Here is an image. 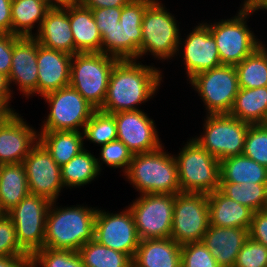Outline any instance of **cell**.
<instances>
[{
	"label": "cell",
	"mask_w": 267,
	"mask_h": 267,
	"mask_svg": "<svg viewBox=\"0 0 267 267\" xmlns=\"http://www.w3.org/2000/svg\"><path fill=\"white\" fill-rule=\"evenodd\" d=\"M34 38L43 47L74 55V38L68 7L50 8Z\"/></svg>",
	"instance_id": "obj_23"
},
{
	"label": "cell",
	"mask_w": 267,
	"mask_h": 267,
	"mask_svg": "<svg viewBox=\"0 0 267 267\" xmlns=\"http://www.w3.org/2000/svg\"><path fill=\"white\" fill-rule=\"evenodd\" d=\"M85 267L78 251L43 248L31 256V267Z\"/></svg>",
	"instance_id": "obj_37"
},
{
	"label": "cell",
	"mask_w": 267,
	"mask_h": 267,
	"mask_svg": "<svg viewBox=\"0 0 267 267\" xmlns=\"http://www.w3.org/2000/svg\"><path fill=\"white\" fill-rule=\"evenodd\" d=\"M242 9L253 13L257 10H267V0H244V4L241 5Z\"/></svg>",
	"instance_id": "obj_50"
},
{
	"label": "cell",
	"mask_w": 267,
	"mask_h": 267,
	"mask_svg": "<svg viewBox=\"0 0 267 267\" xmlns=\"http://www.w3.org/2000/svg\"><path fill=\"white\" fill-rule=\"evenodd\" d=\"M262 210L267 213V184H266L265 202H264Z\"/></svg>",
	"instance_id": "obj_52"
},
{
	"label": "cell",
	"mask_w": 267,
	"mask_h": 267,
	"mask_svg": "<svg viewBox=\"0 0 267 267\" xmlns=\"http://www.w3.org/2000/svg\"><path fill=\"white\" fill-rule=\"evenodd\" d=\"M220 182L267 183V167L241 154L220 161Z\"/></svg>",
	"instance_id": "obj_29"
},
{
	"label": "cell",
	"mask_w": 267,
	"mask_h": 267,
	"mask_svg": "<svg viewBox=\"0 0 267 267\" xmlns=\"http://www.w3.org/2000/svg\"><path fill=\"white\" fill-rule=\"evenodd\" d=\"M210 225L249 230L254 211L224 195L220 190L208 194Z\"/></svg>",
	"instance_id": "obj_25"
},
{
	"label": "cell",
	"mask_w": 267,
	"mask_h": 267,
	"mask_svg": "<svg viewBox=\"0 0 267 267\" xmlns=\"http://www.w3.org/2000/svg\"><path fill=\"white\" fill-rule=\"evenodd\" d=\"M29 255L18 244L14 223L6 214H0V257Z\"/></svg>",
	"instance_id": "obj_42"
},
{
	"label": "cell",
	"mask_w": 267,
	"mask_h": 267,
	"mask_svg": "<svg viewBox=\"0 0 267 267\" xmlns=\"http://www.w3.org/2000/svg\"><path fill=\"white\" fill-rule=\"evenodd\" d=\"M175 194H142L129 209L131 210L138 237L145 239L170 238Z\"/></svg>",
	"instance_id": "obj_14"
},
{
	"label": "cell",
	"mask_w": 267,
	"mask_h": 267,
	"mask_svg": "<svg viewBox=\"0 0 267 267\" xmlns=\"http://www.w3.org/2000/svg\"><path fill=\"white\" fill-rule=\"evenodd\" d=\"M93 14L101 36L104 30H110L120 21L122 7L89 8Z\"/></svg>",
	"instance_id": "obj_43"
},
{
	"label": "cell",
	"mask_w": 267,
	"mask_h": 267,
	"mask_svg": "<svg viewBox=\"0 0 267 267\" xmlns=\"http://www.w3.org/2000/svg\"><path fill=\"white\" fill-rule=\"evenodd\" d=\"M72 56L37 42L38 94L41 97L69 86Z\"/></svg>",
	"instance_id": "obj_21"
},
{
	"label": "cell",
	"mask_w": 267,
	"mask_h": 267,
	"mask_svg": "<svg viewBox=\"0 0 267 267\" xmlns=\"http://www.w3.org/2000/svg\"><path fill=\"white\" fill-rule=\"evenodd\" d=\"M229 114L249 124H267V86L239 88Z\"/></svg>",
	"instance_id": "obj_28"
},
{
	"label": "cell",
	"mask_w": 267,
	"mask_h": 267,
	"mask_svg": "<svg viewBox=\"0 0 267 267\" xmlns=\"http://www.w3.org/2000/svg\"><path fill=\"white\" fill-rule=\"evenodd\" d=\"M189 81L201 96L208 115L229 114L239 90L234 65L222 64L196 74Z\"/></svg>",
	"instance_id": "obj_11"
},
{
	"label": "cell",
	"mask_w": 267,
	"mask_h": 267,
	"mask_svg": "<svg viewBox=\"0 0 267 267\" xmlns=\"http://www.w3.org/2000/svg\"><path fill=\"white\" fill-rule=\"evenodd\" d=\"M9 86L18 84L25 97L38 94L37 40L34 37H17L14 40Z\"/></svg>",
	"instance_id": "obj_20"
},
{
	"label": "cell",
	"mask_w": 267,
	"mask_h": 267,
	"mask_svg": "<svg viewBox=\"0 0 267 267\" xmlns=\"http://www.w3.org/2000/svg\"><path fill=\"white\" fill-rule=\"evenodd\" d=\"M4 112L0 109V116L3 114Z\"/></svg>",
	"instance_id": "obj_53"
},
{
	"label": "cell",
	"mask_w": 267,
	"mask_h": 267,
	"mask_svg": "<svg viewBox=\"0 0 267 267\" xmlns=\"http://www.w3.org/2000/svg\"><path fill=\"white\" fill-rule=\"evenodd\" d=\"M50 113L41 131H79L96 110L71 86L60 88L43 96Z\"/></svg>",
	"instance_id": "obj_12"
},
{
	"label": "cell",
	"mask_w": 267,
	"mask_h": 267,
	"mask_svg": "<svg viewBox=\"0 0 267 267\" xmlns=\"http://www.w3.org/2000/svg\"><path fill=\"white\" fill-rule=\"evenodd\" d=\"M234 267H267V247L248 237Z\"/></svg>",
	"instance_id": "obj_41"
},
{
	"label": "cell",
	"mask_w": 267,
	"mask_h": 267,
	"mask_svg": "<svg viewBox=\"0 0 267 267\" xmlns=\"http://www.w3.org/2000/svg\"><path fill=\"white\" fill-rule=\"evenodd\" d=\"M9 87L11 86H9L8 77L0 73V109L4 113H12L15 111L9 106V101H11L10 99L12 98V91Z\"/></svg>",
	"instance_id": "obj_47"
},
{
	"label": "cell",
	"mask_w": 267,
	"mask_h": 267,
	"mask_svg": "<svg viewBox=\"0 0 267 267\" xmlns=\"http://www.w3.org/2000/svg\"><path fill=\"white\" fill-rule=\"evenodd\" d=\"M78 253L85 267H133L129 255L101 245L96 240L87 242Z\"/></svg>",
	"instance_id": "obj_34"
},
{
	"label": "cell",
	"mask_w": 267,
	"mask_h": 267,
	"mask_svg": "<svg viewBox=\"0 0 267 267\" xmlns=\"http://www.w3.org/2000/svg\"><path fill=\"white\" fill-rule=\"evenodd\" d=\"M117 125V140L134 154L154 151L162 146L153 119L142 110L113 113Z\"/></svg>",
	"instance_id": "obj_18"
},
{
	"label": "cell",
	"mask_w": 267,
	"mask_h": 267,
	"mask_svg": "<svg viewBox=\"0 0 267 267\" xmlns=\"http://www.w3.org/2000/svg\"><path fill=\"white\" fill-rule=\"evenodd\" d=\"M101 158H97V165L101 172L102 160L107 166L113 168H123L124 174L129 168V165L133 158V153L127 148V146L120 140L111 141L101 146Z\"/></svg>",
	"instance_id": "obj_39"
},
{
	"label": "cell",
	"mask_w": 267,
	"mask_h": 267,
	"mask_svg": "<svg viewBox=\"0 0 267 267\" xmlns=\"http://www.w3.org/2000/svg\"><path fill=\"white\" fill-rule=\"evenodd\" d=\"M68 17L74 38V54L101 52L102 37L91 9L81 5L68 7Z\"/></svg>",
	"instance_id": "obj_26"
},
{
	"label": "cell",
	"mask_w": 267,
	"mask_h": 267,
	"mask_svg": "<svg viewBox=\"0 0 267 267\" xmlns=\"http://www.w3.org/2000/svg\"><path fill=\"white\" fill-rule=\"evenodd\" d=\"M87 149L74 156L67 164L61 166V180L69 188L91 183L99 174L97 158Z\"/></svg>",
	"instance_id": "obj_32"
},
{
	"label": "cell",
	"mask_w": 267,
	"mask_h": 267,
	"mask_svg": "<svg viewBox=\"0 0 267 267\" xmlns=\"http://www.w3.org/2000/svg\"><path fill=\"white\" fill-rule=\"evenodd\" d=\"M159 0H153L142 18V43L139 57L151 53L158 60L174 57L179 52V25ZM178 51V52H177Z\"/></svg>",
	"instance_id": "obj_6"
},
{
	"label": "cell",
	"mask_w": 267,
	"mask_h": 267,
	"mask_svg": "<svg viewBox=\"0 0 267 267\" xmlns=\"http://www.w3.org/2000/svg\"><path fill=\"white\" fill-rule=\"evenodd\" d=\"M239 88H258L267 86V48L259 46L241 63L235 65Z\"/></svg>",
	"instance_id": "obj_33"
},
{
	"label": "cell",
	"mask_w": 267,
	"mask_h": 267,
	"mask_svg": "<svg viewBox=\"0 0 267 267\" xmlns=\"http://www.w3.org/2000/svg\"><path fill=\"white\" fill-rule=\"evenodd\" d=\"M249 237L267 247V213L263 210L253 213Z\"/></svg>",
	"instance_id": "obj_45"
},
{
	"label": "cell",
	"mask_w": 267,
	"mask_h": 267,
	"mask_svg": "<svg viewBox=\"0 0 267 267\" xmlns=\"http://www.w3.org/2000/svg\"><path fill=\"white\" fill-rule=\"evenodd\" d=\"M248 237L246 228L209 225L202 243L221 267H234L237 255Z\"/></svg>",
	"instance_id": "obj_22"
},
{
	"label": "cell",
	"mask_w": 267,
	"mask_h": 267,
	"mask_svg": "<svg viewBox=\"0 0 267 267\" xmlns=\"http://www.w3.org/2000/svg\"><path fill=\"white\" fill-rule=\"evenodd\" d=\"M133 267H181V245L172 238L140 240Z\"/></svg>",
	"instance_id": "obj_24"
},
{
	"label": "cell",
	"mask_w": 267,
	"mask_h": 267,
	"mask_svg": "<svg viewBox=\"0 0 267 267\" xmlns=\"http://www.w3.org/2000/svg\"><path fill=\"white\" fill-rule=\"evenodd\" d=\"M12 0H0V34H12Z\"/></svg>",
	"instance_id": "obj_46"
},
{
	"label": "cell",
	"mask_w": 267,
	"mask_h": 267,
	"mask_svg": "<svg viewBox=\"0 0 267 267\" xmlns=\"http://www.w3.org/2000/svg\"><path fill=\"white\" fill-rule=\"evenodd\" d=\"M94 240L108 248L125 253L133 259L140 238L129 207L117 214L97 209Z\"/></svg>",
	"instance_id": "obj_15"
},
{
	"label": "cell",
	"mask_w": 267,
	"mask_h": 267,
	"mask_svg": "<svg viewBox=\"0 0 267 267\" xmlns=\"http://www.w3.org/2000/svg\"><path fill=\"white\" fill-rule=\"evenodd\" d=\"M181 40L180 44H185L182 52L188 80L200 72L222 65L215 39L205 23H199L184 41Z\"/></svg>",
	"instance_id": "obj_19"
},
{
	"label": "cell",
	"mask_w": 267,
	"mask_h": 267,
	"mask_svg": "<svg viewBox=\"0 0 267 267\" xmlns=\"http://www.w3.org/2000/svg\"><path fill=\"white\" fill-rule=\"evenodd\" d=\"M267 183H232L220 182V191L238 202L239 204L249 207L254 212L260 211L265 202Z\"/></svg>",
	"instance_id": "obj_35"
},
{
	"label": "cell",
	"mask_w": 267,
	"mask_h": 267,
	"mask_svg": "<svg viewBox=\"0 0 267 267\" xmlns=\"http://www.w3.org/2000/svg\"><path fill=\"white\" fill-rule=\"evenodd\" d=\"M136 62L119 60L114 65L106 98L99 110L109 114L139 110L138 105L154 96L162 80L160 70Z\"/></svg>",
	"instance_id": "obj_1"
},
{
	"label": "cell",
	"mask_w": 267,
	"mask_h": 267,
	"mask_svg": "<svg viewBox=\"0 0 267 267\" xmlns=\"http://www.w3.org/2000/svg\"><path fill=\"white\" fill-rule=\"evenodd\" d=\"M250 15L241 8L237 16L231 19H222L210 25L205 23L215 39L221 64L235 66L262 45L246 25V18Z\"/></svg>",
	"instance_id": "obj_8"
},
{
	"label": "cell",
	"mask_w": 267,
	"mask_h": 267,
	"mask_svg": "<svg viewBox=\"0 0 267 267\" xmlns=\"http://www.w3.org/2000/svg\"><path fill=\"white\" fill-rule=\"evenodd\" d=\"M84 138L100 146L117 140V125L113 114L95 110L83 130Z\"/></svg>",
	"instance_id": "obj_36"
},
{
	"label": "cell",
	"mask_w": 267,
	"mask_h": 267,
	"mask_svg": "<svg viewBox=\"0 0 267 267\" xmlns=\"http://www.w3.org/2000/svg\"><path fill=\"white\" fill-rule=\"evenodd\" d=\"M0 267H31L30 255L0 257Z\"/></svg>",
	"instance_id": "obj_48"
},
{
	"label": "cell",
	"mask_w": 267,
	"mask_h": 267,
	"mask_svg": "<svg viewBox=\"0 0 267 267\" xmlns=\"http://www.w3.org/2000/svg\"><path fill=\"white\" fill-rule=\"evenodd\" d=\"M204 133L196 142L219 161L241 155L250 124L230 114H207Z\"/></svg>",
	"instance_id": "obj_9"
},
{
	"label": "cell",
	"mask_w": 267,
	"mask_h": 267,
	"mask_svg": "<svg viewBox=\"0 0 267 267\" xmlns=\"http://www.w3.org/2000/svg\"><path fill=\"white\" fill-rule=\"evenodd\" d=\"M119 60L101 52L72 56L69 86L77 90L96 110L105 101L110 74Z\"/></svg>",
	"instance_id": "obj_4"
},
{
	"label": "cell",
	"mask_w": 267,
	"mask_h": 267,
	"mask_svg": "<svg viewBox=\"0 0 267 267\" xmlns=\"http://www.w3.org/2000/svg\"><path fill=\"white\" fill-rule=\"evenodd\" d=\"M18 36L14 34H0V73L9 76L14 40Z\"/></svg>",
	"instance_id": "obj_44"
},
{
	"label": "cell",
	"mask_w": 267,
	"mask_h": 267,
	"mask_svg": "<svg viewBox=\"0 0 267 267\" xmlns=\"http://www.w3.org/2000/svg\"><path fill=\"white\" fill-rule=\"evenodd\" d=\"M181 192L209 194L220 189V161L190 139L175 157Z\"/></svg>",
	"instance_id": "obj_5"
},
{
	"label": "cell",
	"mask_w": 267,
	"mask_h": 267,
	"mask_svg": "<svg viewBox=\"0 0 267 267\" xmlns=\"http://www.w3.org/2000/svg\"><path fill=\"white\" fill-rule=\"evenodd\" d=\"M39 141L61 167L85 148L84 135L80 131H41Z\"/></svg>",
	"instance_id": "obj_30"
},
{
	"label": "cell",
	"mask_w": 267,
	"mask_h": 267,
	"mask_svg": "<svg viewBox=\"0 0 267 267\" xmlns=\"http://www.w3.org/2000/svg\"><path fill=\"white\" fill-rule=\"evenodd\" d=\"M181 267H221L211 251L200 242L181 245Z\"/></svg>",
	"instance_id": "obj_40"
},
{
	"label": "cell",
	"mask_w": 267,
	"mask_h": 267,
	"mask_svg": "<svg viewBox=\"0 0 267 267\" xmlns=\"http://www.w3.org/2000/svg\"><path fill=\"white\" fill-rule=\"evenodd\" d=\"M28 194V179L23 163L0 165V214H6Z\"/></svg>",
	"instance_id": "obj_27"
},
{
	"label": "cell",
	"mask_w": 267,
	"mask_h": 267,
	"mask_svg": "<svg viewBox=\"0 0 267 267\" xmlns=\"http://www.w3.org/2000/svg\"><path fill=\"white\" fill-rule=\"evenodd\" d=\"M242 154L267 167V124H250Z\"/></svg>",
	"instance_id": "obj_38"
},
{
	"label": "cell",
	"mask_w": 267,
	"mask_h": 267,
	"mask_svg": "<svg viewBox=\"0 0 267 267\" xmlns=\"http://www.w3.org/2000/svg\"><path fill=\"white\" fill-rule=\"evenodd\" d=\"M130 0H79V5L86 8L123 7Z\"/></svg>",
	"instance_id": "obj_49"
},
{
	"label": "cell",
	"mask_w": 267,
	"mask_h": 267,
	"mask_svg": "<svg viewBox=\"0 0 267 267\" xmlns=\"http://www.w3.org/2000/svg\"><path fill=\"white\" fill-rule=\"evenodd\" d=\"M50 8H66L79 5V0H47Z\"/></svg>",
	"instance_id": "obj_51"
},
{
	"label": "cell",
	"mask_w": 267,
	"mask_h": 267,
	"mask_svg": "<svg viewBox=\"0 0 267 267\" xmlns=\"http://www.w3.org/2000/svg\"><path fill=\"white\" fill-rule=\"evenodd\" d=\"M23 120L17 112L0 116V165L23 163L39 141V133Z\"/></svg>",
	"instance_id": "obj_17"
},
{
	"label": "cell",
	"mask_w": 267,
	"mask_h": 267,
	"mask_svg": "<svg viewBox=\"0 0 267 267\" xmlns=\"http://www.w3.org/2000/svg\"><path fill=\"white\" fill-rule=\"evenodd\" d=\"M210 225L208 194H175L171 235L177 244L200 242Z\"/></svg>",
	"instance_id": "obj_10"
},
{
	"label": "cell",
	"mask_w": 267,
	"mask_h": 267,
	"mask_svg": "<svg viewBox=\"0 0 267 267\" xmlns=\"http://www.w3.org/2000/svg\"><path fill=\"white\" fill-rule=\"evenodd\" d=\"M47 0H12L11 19L12 34L19 37H34L32 29L38 23L39 31L47 11Z\"/></svg>",
	"instance_id": "obj_31"
},
{
	"label": "cell",
	"mask_w": 267,
	"mask_h": 267,
	"mask_svg": "<svg viewBox=\"0 0 267 267\" xmlns=\"http://www.w3.org/2000/svg\"><path fill=\"white\" fill-rule=\"evenodd\" d=\"M153 0H130L122 7L120 21L110 30H104L101 53L118 60H136L142 43V18Z\"/></svg>",
	"instance_id": "obj_7"
},
{
	"label": "cell",
	"mask_w": 267,
	"mask_h": 267,
	"mask_svg": "<svg viewBox=\"0 0 267 267\" xmlns=\"http://www.w3.org/2000/svg\"><path fill=\"white\" fill-rule=\"evenodd\" d=\"M51 201L28 194L6 215L12 220L19 246L30 256L44 248L46 216Z\"/></svg>",
	"instance_id": "obj_13"
},
{
	"label": "cell",
	"mask_w": 267,
	"mask_h": 267,
	"mask_svg": "<svg viewBox=\"0 0 267 267\" xmlns=\"http://www.w3.org/2000/svg\"><path fill=\"white\" fill-rule=\"evenodd\" d=\"M160 148L134 154L125 175L142 194H177L181 192L175 156Z\"/></svg>",
	"instance_id": "obj_3"
},
{
	"label": "cell",
	"mask_w": 267,
	"mask_h": 267,
	"mask_svg": "<svg viewBox=\"0 0 267 267\" xmlns=\"http://www.w3.org/2000/svg\"><path fill=\"white\" fill-rule=\"evenodd\" d=\"M51 202L46 216L44 248L78 251L94 240L97 209L88 206L54 207Z\"/></svg>",
	"instance_id": "obj_2"
},
{
	"label": "cell",
	"mask_w": 267,
	"mask_h": 267,
	"mask_svg": "<svg viewBox=\"0 0 267 267\" xmlns=\"http://www.w3.org/2000/svg\"><path fill=\"white\" fill-rule=\"evenodd\" d=\"M30 194L56 201L64 185L61 180V167L50 152L38 141L24 158Z\"/></svg>",
	"instance_id": "obj_16"
}]
</instances>
